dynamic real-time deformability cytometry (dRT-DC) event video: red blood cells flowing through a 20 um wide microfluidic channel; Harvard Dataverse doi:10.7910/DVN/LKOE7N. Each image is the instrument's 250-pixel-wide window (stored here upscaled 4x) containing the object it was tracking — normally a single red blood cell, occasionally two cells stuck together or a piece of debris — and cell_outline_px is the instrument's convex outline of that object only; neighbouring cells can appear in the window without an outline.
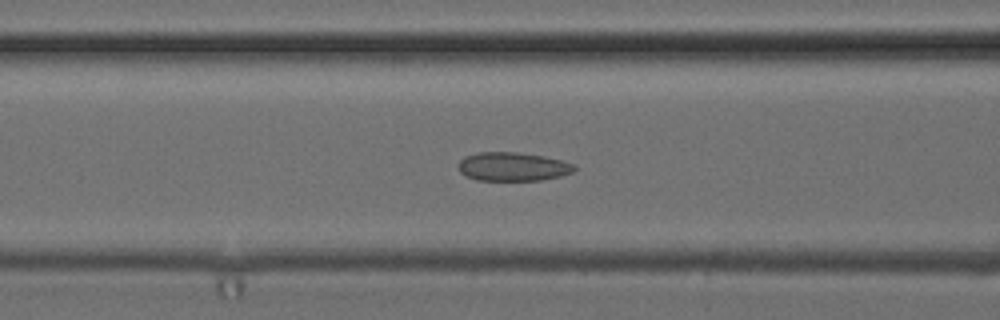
{"species": "common noctule bat (a hibernating species)", "species_latin": "Nyctalus noctula", "temperature_condition": "cold", "stored_images_in_passage": 40, "camera_frame_rate_fps": 3000, "um_per_image_px": 0.085, "animal": {"sex": "female", "body_mass_g": 24.6, "forearm_length_mm": 56.2}, "frame": {"image": 1, "passage_image": 21, "time_ms": 6.667, "image_size_px": [1000, 320], "cell_outline_px": [[576, 168], [572, 172], [560, 176], [540, 180], [476, 180], [464, 176], [460, 172], [456, 164], [464, 156], [480, 152], [516, 152], [544, 156], [560, 160], [572, 164]], "centroid_in_image_um": [43.51, 14.16], "position_along_channel_um": 123.1, "area_um2": 19.42}}
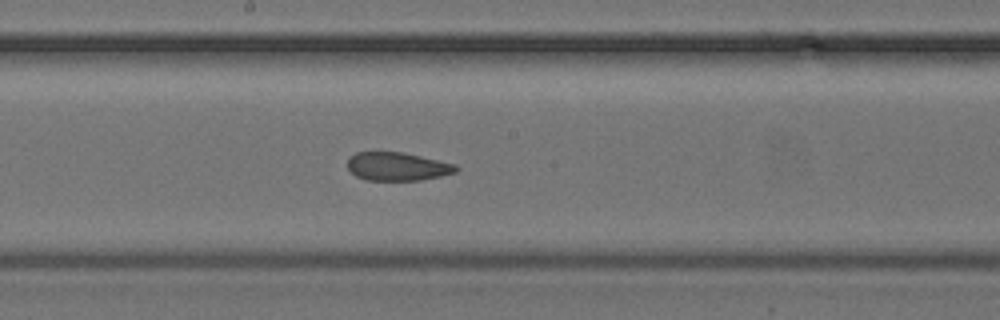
{"frame": {"image": 2, "passage_image": 28, "time_ms": 9.0, "image_size_px": [1000, 320], "cell_outline_px": [[460, 168], [456, 172], [440, 176], [420, 180], [364, 180], [356, 176], [348, 168], [348, 156], [356, 152], [404, 152], [456, 164]], "centroid_in_image_um": [33.78, 14.14], "position_along_channel_um": 214.4, "area_um2": 18.03}}
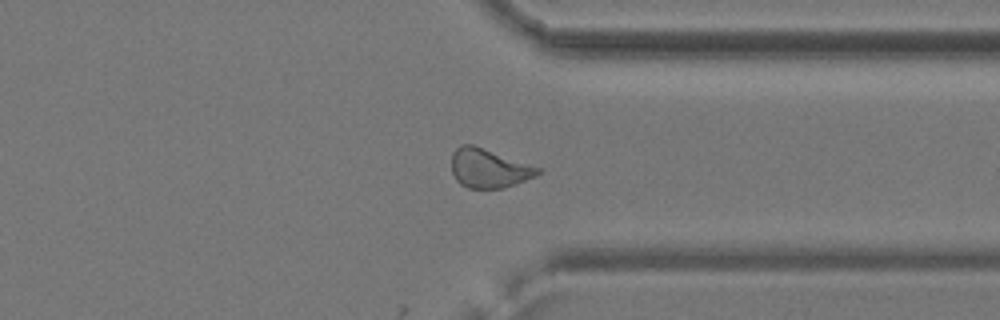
{"frame": {"image": 3, "passage_image": 40, "time_ms": 13.0, "image_size_px": [1000, 320], "cell_outline_px": [[540, 172], [536, 176], [516, 184], [504, 188], [468, 188], [460, 184], [456, 180], [452, 172], [452, 152], [460, 144], [472, 144], [540, 168]], "centroid_in_image_um": [41.52, 14.31], "position_along_channel_um": 369.9, "area_um2": 19.48}}